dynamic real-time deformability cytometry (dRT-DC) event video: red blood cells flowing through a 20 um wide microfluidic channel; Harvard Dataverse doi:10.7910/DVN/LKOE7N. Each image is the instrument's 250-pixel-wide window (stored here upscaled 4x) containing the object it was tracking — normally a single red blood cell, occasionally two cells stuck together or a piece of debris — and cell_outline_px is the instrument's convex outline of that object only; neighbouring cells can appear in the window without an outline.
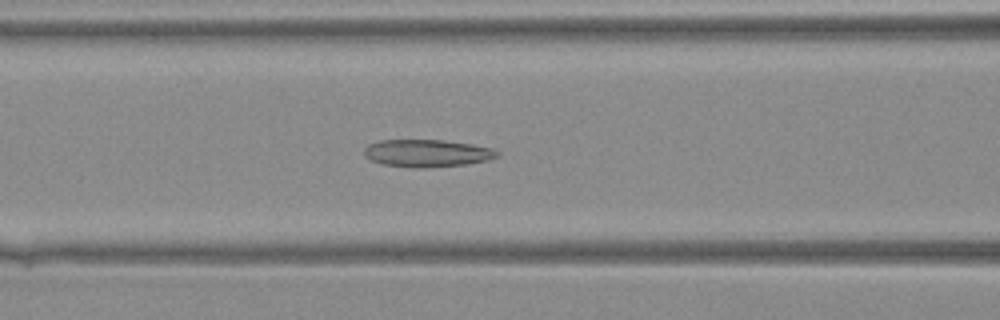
{"species": "Egyptian fruit bat (a non-hibernating species)", "species_latin": "Rousettus aegyptiacus", "temperature_condition": "warm", "stored_images_in_passage": 37, "camera_frame_rate_fps": 3000, "um_per_image_px": 0.085, "animal": {"sex": "female"}, "frame": {"image": 1, "passage_image": 18, "time_ms": 5.667, "image_size_px": [1000, 320], "cell_outline_px": [[500, 156], [488, 160], [468, 164], [416, 168], [384, 164], [372, 160], [364, 156], [364, 148], [368, 144], [380, 140], [444, 140], [472, 144], [492, 148], [500, 152]], "centroid_in_image_um": [36.33, 13.01], "position_along_channel_um": 130.3, "area_um2": 21.27}}
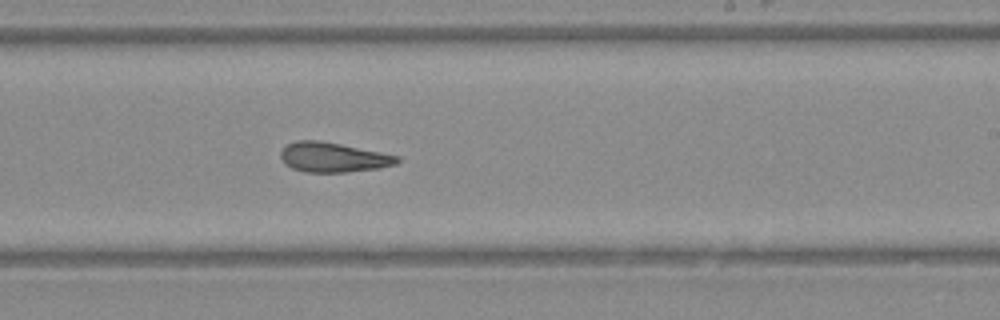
{"frame": {"image": 2, "passage_image": 26, "time_ms": 8.333, "image_size_px": [1000, 320], "cell_outline_px": [[400, 160], [396, 164], [380, 168], [348, 172], [304, 172], [292, 168], [280, 156], [280, 152], [288, 144], [296, 140], [320, 140], [400, 156]], "centroid_in_image_um": [28.34, 13.37], "position_along_channel_um": 260.7, "area_um2": 20.06}}
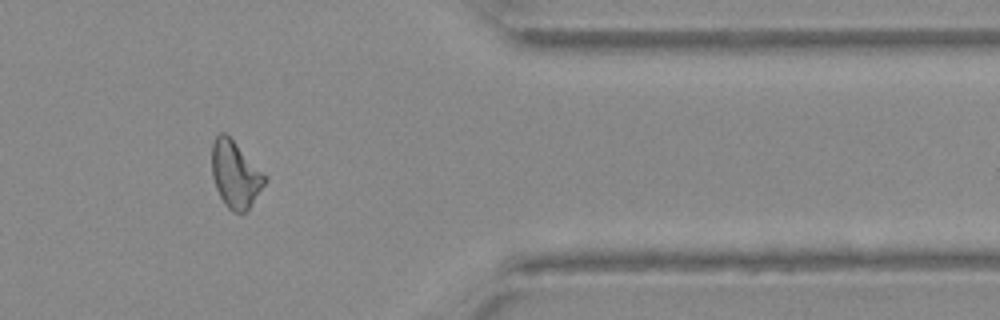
{"frame": {"image": 3, "passage_image": 35, "time_ms": 11.333, "image_size_px": [1000, 320], "cell_outline_px": [[264, 184], [248, 208], [244, 212], [232, 212], [224, 204], [216, 188], [212, 176], [212, 144], [216, 136], [220, 132], [224, 132], [232, 140], [264, 176]], "centroid_in_image_um": [19.93, 14.84], "position_along_channel_um": 391.5, "area_um2": 19.59}}